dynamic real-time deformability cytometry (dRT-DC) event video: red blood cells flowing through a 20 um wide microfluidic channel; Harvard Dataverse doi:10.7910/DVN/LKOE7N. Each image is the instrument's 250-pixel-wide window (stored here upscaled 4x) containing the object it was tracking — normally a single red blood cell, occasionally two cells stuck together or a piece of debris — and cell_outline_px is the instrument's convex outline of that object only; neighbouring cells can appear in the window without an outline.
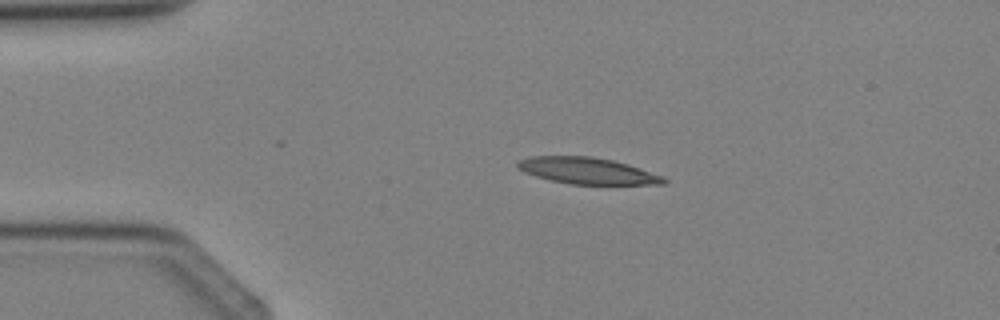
{"species": "Egyptian fruit bat (a non-hibernating species)", "species_latin": "Rousettus aegyptiacus", "temperature_condition": "cold", "stored_images_in_passage": 2, "camera_frame_rate_fps": 3000, "um_per_image_px": 0.085, "animal": {"sex": "female"}, "frame": {"image": 1, "passage_image": 1, "time_ms": 0.0, "image_size_px": [1000, 320], "cell_outline_px": [[668, 184], [568, 184], [536, 176], [524, 172], [516, 168], [516, 164], [520, 160], [528, 156], [592, 156], [612, 160], [628, 164], [664, 176], [668, 180]], "centroid_in_image_um": [49.94, 14.51], "position_along_channel_um": 35.1, "area_um2": 22.6}}
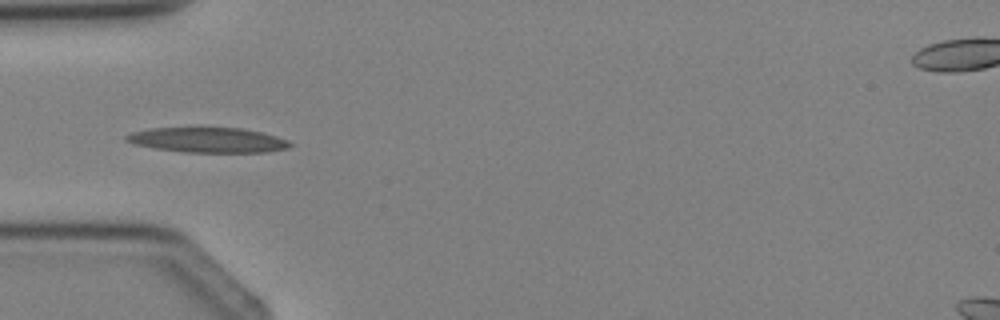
{"frame": {"image": 2, "passage_image": 2, "time_ms": 1.333, "image_size_px": [1000, 320], "cell_outline_px": [[292, 144], [288, 148], [268, 152], [184, 152], [152, 148], [136, 144], [124, 140], [124, 136], [132, 132], [152, 128], [196, 124], [204, 124], [240, 128], [260, 132], [276, 136], [288, 140]], "centroid_in_image_um": [17.61, 11.84], "position_along_channel_um": 67.4, "area_um2": 25.14}}